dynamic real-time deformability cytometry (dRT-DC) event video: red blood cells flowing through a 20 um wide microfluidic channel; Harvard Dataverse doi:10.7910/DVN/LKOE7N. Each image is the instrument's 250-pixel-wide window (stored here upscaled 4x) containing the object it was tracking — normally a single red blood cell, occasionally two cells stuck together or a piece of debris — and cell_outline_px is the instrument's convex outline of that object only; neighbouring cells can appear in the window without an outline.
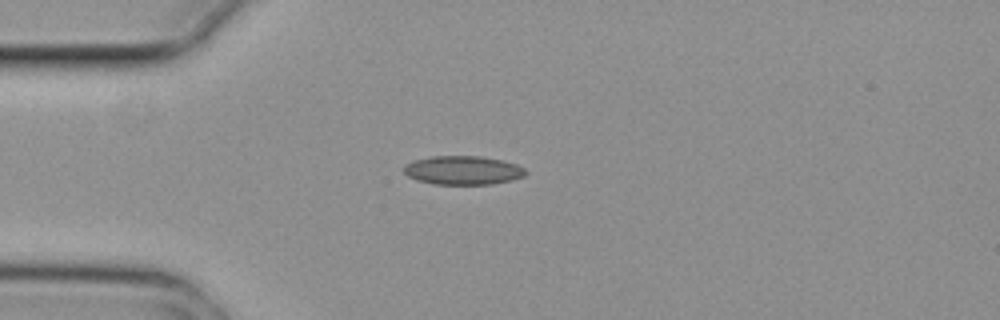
{"species": "common noctule bat (a hibernating species)", "species_latin": "Nyctalus noctula", "temperature_condition": "cold", "stored_images_in_passage": 4, "camera_frame_rate_fps": 3000, "um_per_image_px": 0.085, "animal": {"sex": "female", "body_mass_g": 29.2, "forearm_length_mm": 56.3}, "frame": {"image": 1, "passage_image": 1, "time_ms": 0.0, "image_size_px": [1000, 320], "cell_outline_px": [[528, 172], [524, 176], [512, 180], [492, 184], [432, 184], [416, 180], [408, 176], [404, 172], [404, 164], [416, 160], [432, 156], [480, 156], [504, 160], [516, 164], [524, 168]], "centroid_in_image_um": [39.37, 14.47], "position_along_channel_um": 45.6, "area_um2": 20.52}}
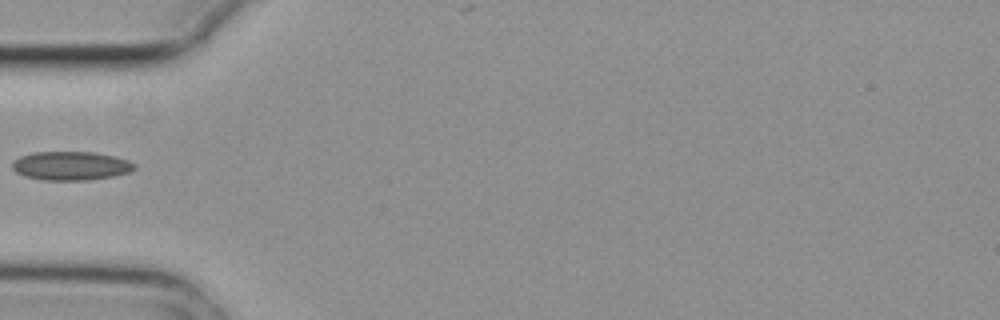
{"frame": {"image": 2, "passage_image": 2, "time_ms": 0.333, "image_size_px": [1000, 320], "cell_outline_px": [[136, 168], [132, 172], [116, 176], [88, 180], [44, 180], [24, 176], [16, 172], [12, 168], [12, 160], [20, 156], [36, 152], [96, 152], [116, 156], [128, 160], [136, 164]], "centroid_in_image_um": [6.07, 14.09], "position_along_channel_um": 78.9, "area_um2": 20.81}}
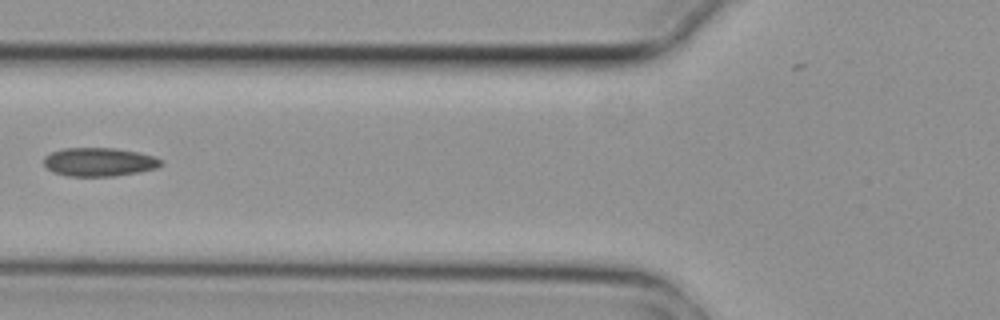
{"frame": {"image": 3, "passage_image": 3, "time_ms": 0.667, "image_size_px": [1000, 320], "cell_outline_px": [[164, 164], [156, 168], [140, 172], [116, 176], [68, 176], [52, 172], [44, 164], [44, 156], [52, 152], [64, 148], [116, 148], [140, 152], [156, 156], [164, 160]], "centroid_in_image_um": [8.49, 13.76], "position_along_channel_um": 117.3, "area_um2": 19.83}}